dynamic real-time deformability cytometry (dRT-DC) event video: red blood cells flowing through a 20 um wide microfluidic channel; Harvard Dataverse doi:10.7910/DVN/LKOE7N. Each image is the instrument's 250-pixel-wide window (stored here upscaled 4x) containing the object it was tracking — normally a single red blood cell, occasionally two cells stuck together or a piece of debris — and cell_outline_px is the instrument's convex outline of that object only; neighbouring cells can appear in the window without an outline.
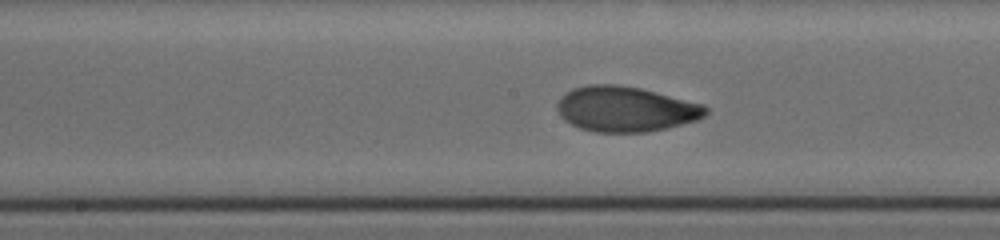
{"species": "human", "species_latin": "Homo sapiens", "temperature_condition": "cold", "stored_images_in_passage": 16, "segment_of_instrument_passage": [1, 2], "camera_frame_rate_fps": 3000, "um_per_image_px": 0.085, "donor": {"sex": "female"}, "frame": {"image": 1, "passage_image": 14, "time_ms": 8.333, "image_size_px": [1000, 240], "cell_outline_px": [[708, 112], [700, 120], [668, 128], [648, 132], [596, 132], [580, 128], [564, 120], [560, 116], [556, 108], [556, 104], [572, 88], [588, 84], [616, 84], [640, 88], [704, 104], [708, 108]], "centroid_in_image_um": [53.21, 9.28], "position_along_channel_um": 195.0, "area_um2": 39.36}}